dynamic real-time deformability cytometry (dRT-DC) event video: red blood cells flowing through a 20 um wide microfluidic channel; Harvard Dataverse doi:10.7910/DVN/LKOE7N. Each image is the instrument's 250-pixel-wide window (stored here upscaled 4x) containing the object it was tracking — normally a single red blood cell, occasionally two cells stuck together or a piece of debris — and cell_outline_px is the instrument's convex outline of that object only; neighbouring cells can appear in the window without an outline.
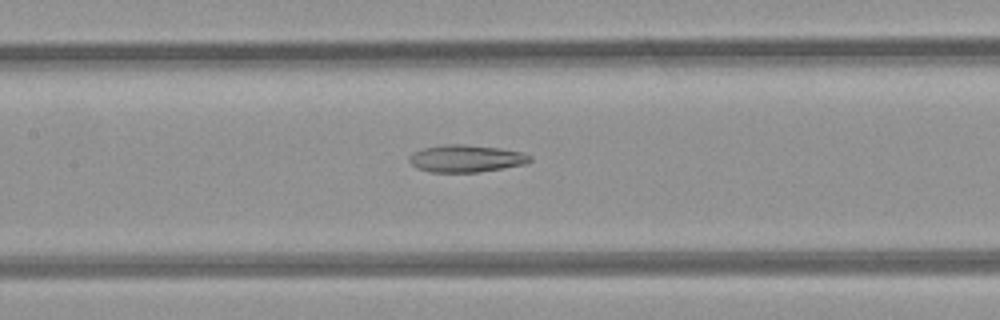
{"species": "common noctule bat (a hibernating species)", "species_latin": "Nyctalus noctula", "temperature_condition": "room temperature", "stored_images_in_passage": 38, "camera_frame_rate_fps": 3000, "um_per_image_px": 0.085, "animal": {"sex": "female", "body_mass_g": 21.9}, "frame": {"image": 1, "passage_image": 22, "time_ms": 7.0, "image_size_px": [1000, 320], "cell_outline_px": [[532, 160], [524, 164], [476, 172], [428, 172], [416, 168], [408, 160], [408, 156], [424, 148], [444, 144], [464, 144], [496, 148], [524, 152], [532, 156]], "centroid_in_image_um": [39.6, 13.47], "position_along_channel_um": 167.8, "area_um2": 19.02}}
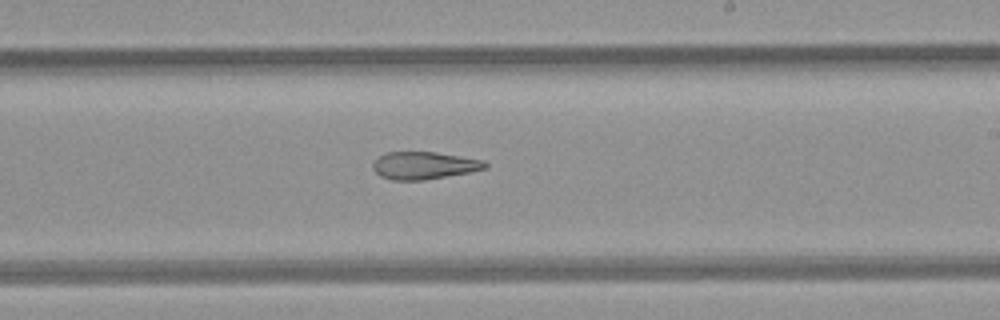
{"frame": {"image": 2, "passage_image": 28, "time_ms": 9.0, "image_size_px": [1000, 320], "cell_outline_px": [[488, 168], [468, 172], [424, 180], [392, 180], [380, 176], [372, 168], [372, 164], [380, 156], [388, 152], [436, 152], [484, 160], [488, 164]], "centroid_in_image_um": [36.05, 14.06], "position_along_channel_um": 252.9, "area_um2": 17.86}}
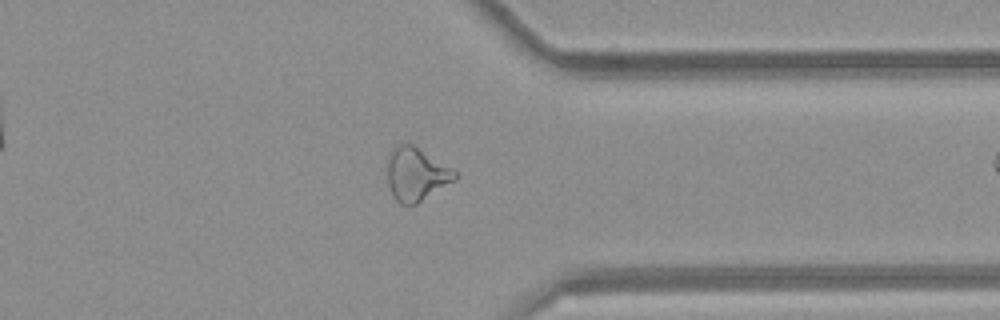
{"frame": {"image": 3, "passage_image": 37, "time_ms": 12.0, "image_size_px": [1000, 320], "cell_outline_px": [[456, 180], [416, 204], [400, 204], [392, 196], [388, 184], [388, 156], [404, 140], [412, 144], [456, 172]], "centroid_in_image_um": [35.35, 14.82], "position_along_channel_um": 376.0, "area_um2": 20.58}}